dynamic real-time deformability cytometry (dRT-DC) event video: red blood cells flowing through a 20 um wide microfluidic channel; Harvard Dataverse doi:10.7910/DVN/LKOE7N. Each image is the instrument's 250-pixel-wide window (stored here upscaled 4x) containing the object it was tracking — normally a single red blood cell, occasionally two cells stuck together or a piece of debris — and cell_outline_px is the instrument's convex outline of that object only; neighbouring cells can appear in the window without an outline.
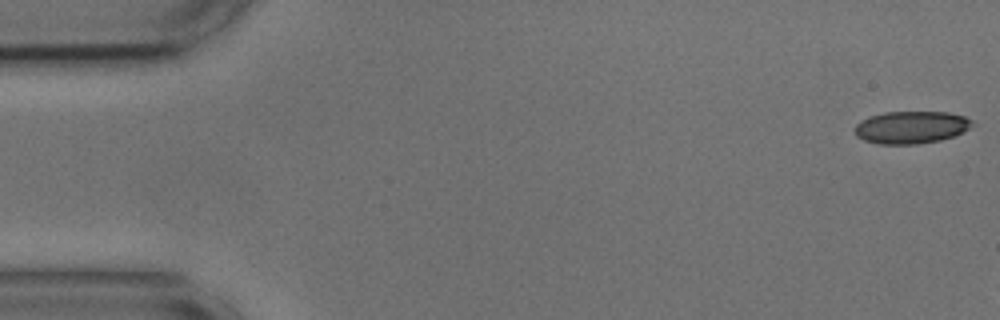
{"species": "common noctule bat (a hibernating species)", "species_latin": "Nyctalus noctula", "temperature_condition": "cold", "stored_images_in_passage": 7, "camera_frame_rate_fps": 3000, "um_per_image_px": 0.085, "animal": {"sex": "male", "body_mass_g": 17.9, "forearm_length_mm": 54.2}, "frame": {"image": 1, "passage_image": 1, "time_ms": 0.0, "image_size_px": [1000, 320], "cell_outline_px": [[976, 124], [964, 132], [940, 140], [916, 144], [880, 144], [864, 140], [856, 136], [856, 124], [860, 120], [868, 116], [884, 112], [948, 112], [964, 116], [972, 120]], "centroid_in_image_um": [77.47, 10.81], "position_along_channel_um": 7.5, "area_um2": 22.31}}